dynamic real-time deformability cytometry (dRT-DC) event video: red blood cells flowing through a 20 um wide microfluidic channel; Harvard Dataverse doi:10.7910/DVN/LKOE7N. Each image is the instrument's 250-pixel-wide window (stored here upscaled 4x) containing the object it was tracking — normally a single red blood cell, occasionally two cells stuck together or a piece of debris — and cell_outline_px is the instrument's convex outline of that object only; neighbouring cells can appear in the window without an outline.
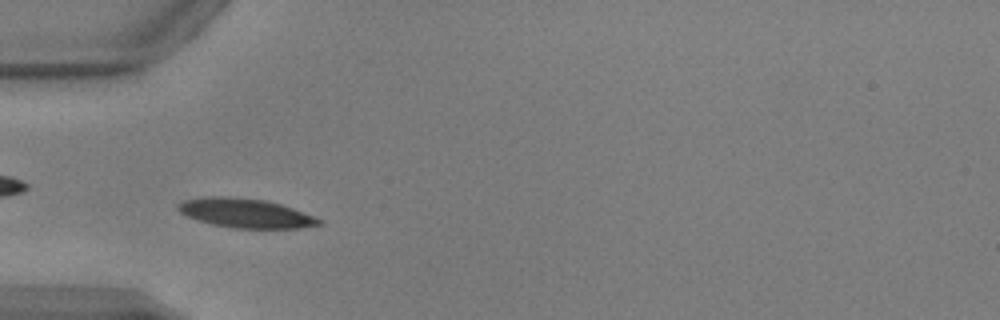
{"species": "common noctule bat (a hibernating species)", "species_latin": "Nyctalus noctula", "temperature_condition": "warm", "stored_images_in_passage": 44, "camera_frame_rate_fps": 3000, "um_per_image_px": 0.085, "animal": {"sex": "male", "body_mass_g": 17.9, "forearm_length_mm": 54.2}, "frame": {"image": 1, "passage_image": 8, "time_ms": 2.333, "image_size_px": [1000, 320], "cell_outline_px": [[324, 224], [300, 228], [232, 228], [212, 224], [188, 216], [180, 212], [176, 208], [176, 204], [184, 200], [204, 196], [232, 196], [264, 200], [280, 204], [292, 208], [324, 220]], "centroid_in_image_um": [20.87, 18.11], "position_along_channel_um": 64.1, "area_um2": 24.04}}
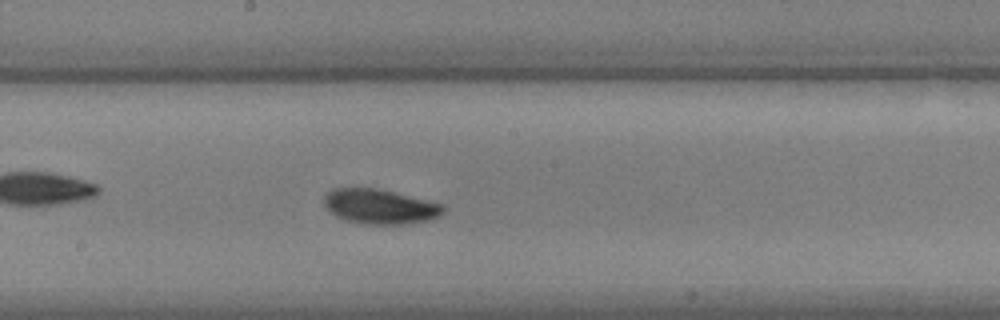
{"frame": {"image": 2, "passage_image": 20, "time_ms": 6.333, "image_size_px": [1000, 320], "cell_outline_px": [[444, 212], [440, 216], [428, 220], [400, 224], [368, 224], [348, 220], [336, 216], [324, 208], [324, 196], [332, 188], [376, 188], [444, 204]], "centroid_in_image_um": [32.27, 17.55], "position_along_channel_um": 215.9, "area_um2": 23.99}}
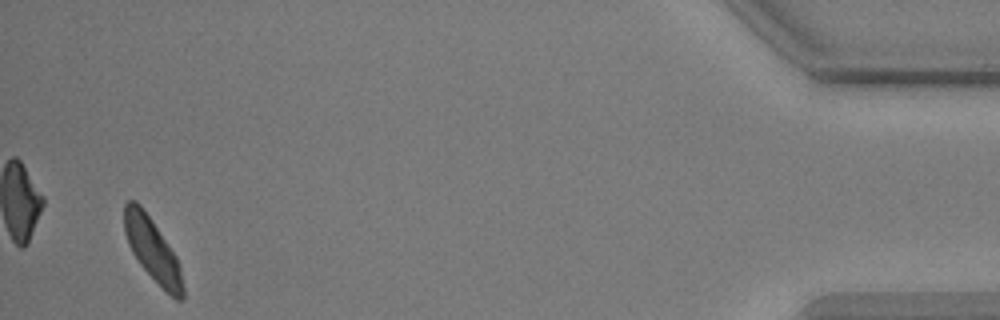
{"frame": {"image": 3, "passage_image": 42, "time_ms": 13.667, "image_size_px": [1000, 320], "cell_outline_px": [[184, 300], [176, 300], [140, 264], [132, 252], [128, 244], [124, 232], [124, 204], [128, 200], [136, 200], [140, 204], [176, 256], [180, 268], [184, 284]], "centroid_in_image_um": [12.95, 21.22], "position_along_channel_um": 422.2, "area_um2": 21.04}, "authors_computed_cell_mechanics": {"area_um2": 22.8021, "velocity_mm_per_s": 3.8399, "shape_relaxation_time_tau1_ms": 1.6386, "shape_relaxation_time_tau2_ms": null, "deformation_change_tau1": 0.0972, "deformation_change_tau2": null}}